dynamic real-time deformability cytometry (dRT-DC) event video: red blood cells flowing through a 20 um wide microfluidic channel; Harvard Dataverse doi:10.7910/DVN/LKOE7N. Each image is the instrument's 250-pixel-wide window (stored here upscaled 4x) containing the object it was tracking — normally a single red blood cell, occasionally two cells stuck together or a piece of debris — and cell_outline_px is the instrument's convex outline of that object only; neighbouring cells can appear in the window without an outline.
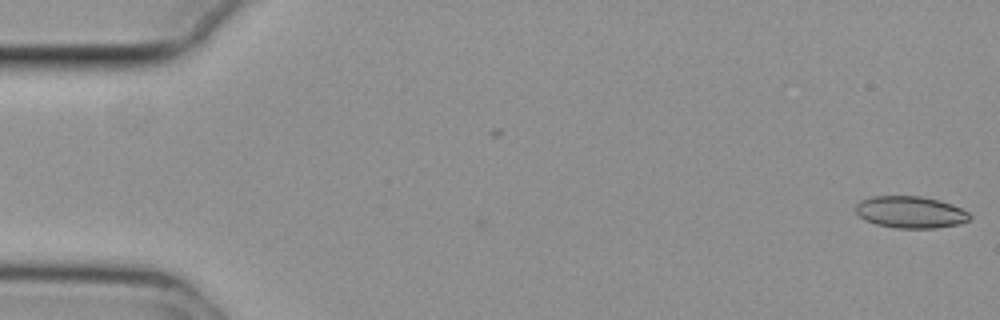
{"species": "common noctule bat (a hibernating species)", "species_latin": "Nyctalus noctula", "temperature_condition": "cold", "stored_images_in_passage": 2, "camera_frame_rate_fps": 3000, "um_per_image_px": 0.085, "animal": {"sex": "female", "body_mass_g": 29.2, "forearm_length_mm": 56.3}, "frame": {"image": 1, "passage_image": 2, "time_ms": 0.333, "image_size_px": [1000, 320], "cell_outline_px": [[972, 216], [968, 220], [960, 224], [936, 228], [896, 228], [876, 224], [864, 220], [856, 212], [856, 204], [860, 200], [872, 196], [920, 196], [940, 200], [952, 204], [968, 212]], "centroid_in_image_um": [77.39, 18.03], "position_along_channel_um": 7.6, "area_um2": 21.27}}